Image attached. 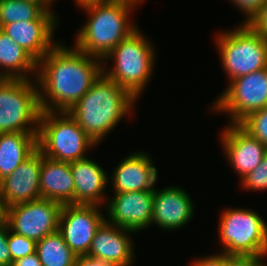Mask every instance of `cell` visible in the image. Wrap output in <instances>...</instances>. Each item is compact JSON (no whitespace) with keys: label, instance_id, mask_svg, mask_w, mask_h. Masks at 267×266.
Here are the masks:
<instances>
[{"label":"cell","instance_id":"4fadbf2b","mask_svg":"<svg viewBox=\"0 0 267 266\" xmlns=\"http://www.w3.org/2000/svg\"><path fill=\"white\" fill-rule=\"evenodd\" d=\"M227 125V126H226ZM219 130V143L228 166L239 181L253 171L267 153V146L251 136L239 124L227 123Z\"/></svg>","mask_w":267,"mask_h":266},{"label":"cell","instance_id":"8992f818","mask_svg":"<svg viewBox=\"0 0 267 266\" xmlns=\"http://www.w3.org/2000/svg\"><path fill=\"white\" fill-rule=\"evenodd\" d=\"M37 147L44 157L68 163L86 158L87 151L98 148L66 111L41 112Z\"/></svg>","mask_w":267,"mask_h":266},{"label":"cell","instance_id":"74e56055","mask_svg":"<svg viewBox=\"0 0 267 266\" xmlns=\"http://www.w3.org/2000/svg\"><path fill=\"white\" fill-rule=\"evenodd\" d=\"M134 1H137L138 3H140L142 5L145 0H134Z\"/></svg>","mask_w":267,"mask_h":266},{"label":"cell","instance_id":"9a60e30c","mask_svg":"<svg viewBox=\"0 0 267 266\" xmlns=\"http://www.w3.org/2000/svg\"><path fill=\"white\" fill-rule=\"evenodd\" d=\"M137 151V152H136ZM130 152L108 174L113 193L131 191H154L158 179V168L153 164L149 151Z\"/></svg>","mask_w":267,"mask_h":266},{"label":"cell","instance_id":"44dd1931","mask_svg":"<svg viewBox=\"0 0 267 266\" xmlns=\"http://www.w3.org/2000/svg\"><path fill=\"white\" fill-rule=\"evenodd\" d=\"M38 62L0 30V78L35 79Z\"/></svg>","mask_w":267,"mask_h":266},{"label":"cell","instance_id":"4dcf8cb0","mask_svg":"<svg viewBox=\"0 0 267 266\" xmlns=\"http://www.w3.org/2000/svg\"><path fill=\"white\" fill-rule=\"evenodd\" d=\"M196 256L191 259L190 265L188 266H226V254L218 251L217 253H209L203 257L199 256L196 259Z\"/></svg>","mask_w":267,"mask_h":266},{"label":"cell","instance_id":"277c9868","mask_svg":"<svg viewBox=\"0 0 267 266\" xmlns=\"http://www.w3.org/2000/svg\"><path fill=\"white\" fill-rule=\"evenodd\" d=\"M143 32L138 27L102 60V72L138 102L153 78L159 54Z\"/></svg>","mask_w":267,"mask_h":266},{"label":"cell","instance_id":"d6a6232c","mask_svg":"<svg viewBox=\"0 0 267 266\" xmlns=\"http://www.w3.org/2000/svg\"><path fill=\"white\" fill-rule=\"evenodd\" d=\"M75 266H114V265L100 258L84 255V256H77Z\"/></svg>","mask_w":267,"mask_h":266},{"label":"cell","instance_id":"836d02e7","mask_svg":"<svg viewBox=\"0 0 267 266\" xmlns=\"http://www.w3.org/2000/svg\"><path fill=\"white\" fill-rule=\"evenodd\" d=\"M11 266H43L37 253L25 256L23 258H19L12 262Z\"/></svg>","mask_w":267,"mask_h":266},{"label":"cell","instance_id":"f546056e","mask_svg":"<svg viewBox=\"0 0 267 266\" xmlns=\"http://www.w3.org/2000/svg\"><path fill=\"white\" fill-rule=\"evenodd\" d=\"M247 25L256 33L267 38V1L260 7L256 14L248 21Z\"/></svg>","mask_w":267,"mask_h":266},{"label":"cell","instance_id":"d4e9b609","mask_svg":"<svg viewBox=\"0 0 267 266\" xmlns=\"http://www.w3.org/2000/svg\"><path fill=\"white\" fill-rule=\"evenodd\" d=\"M239 125L267 146V107L249 114Z\"/></svg>","mask_w":267,"mask_h":266},{"label":"cell","instance_id":"8d00e7d4","mask_svg":"<svg viewBox=\"0 0 267 266\" xmlns=\"http://www.w3.org/2000/svg\"><path fill=\"white\" fill-rule=\"evenodd\" d=\"M98 1H106V0H73V2L75 3L74 5H76V7H79L81 5H84L90 2H98Z\"/></svg>","mask_w":267,"mask_h":266},{"label":"cell","instance_id":"d6986e66","mask_svg":"<svg viewBox=\"0 0 267 266\" xmlns=\"http://www.w3.org/2000/svg\"><path fill=\"white\" fill-rule=\"evenodd\" d=\"M41 152L37 148L8 177L0 182L7 207L41 198Z\"/></svg>","mask_w":267,"mask_h":266},{"label":"cell","instance_id":"484cf974","mask_svg":"<svg viewBox=\"0 0 267 266\" xmlns=\"http://www.w3.org/2000/svg\"><path fill=\"white\" fill-rule=\"evenodd\" d=\"M240 187L242 190H248L249 192L266 191L267 190V153L263 157L261 163L247 175H245L240 181Z\"/></svg>","mask_w":267,"mask_h":266},{"label":"cell","instance_id":"7a4b0ae2","mask_svg":"<svg viewBox=\"0 0 267 266\" xmlns=\"http://www.w3.org/2000/svg\"><path fill=\"white\" fill-rule=\"evenodd\" d=\"M139 6L141 4L134 0H106L77 7L81 12L85 11L88 19L77 29L73 46L103 60L139 27L132 19L133 10Z\"/></svg>","mask_w":267,"mask_h":266},{"label":"cell","instance_id":"603a6c76","mask_svg":"<svg viewBox=\"0 0 267 266\" xmlns=\"http://www.w3.org/2000/svg\"><path fill=\"white\" fill-rule=\"evenodd\" d=\"M36 253L43 266H75L77 258L59 230L37 241Z\"/></svg>","mask_w":267,"mask_h":266},{"label":"cell","instance_id":"8fae6325","mask_svg":"<svg viewBox=\"0 0 267 266\" xmlns=\"http://www.w3.org/2000/svg\"><path fill=\"white\" fill-rule=\"evenodd\" d=\"M102 206L66 204L59 217V231L76 256L87 255L96 230L106 220Z\"/></svg>","mask_w":267,"mask_h":266},{"label":"cell","instance_id":"3957f363","mask_svg":"<svg viewBox=\"0 0 267 266\" xmlns=\"http://www.w3.org/2000/svg\"><path fill=\"white\" fill-rule=\"evenodd\" d=\"M137 101L102 72L68 113L98 146L123 119L136 115Z\"/></svg>","mask_w":267,"mask_h":266},{"label":"cell","instance_id":"9c48e42d","mask_svg":"<svg viewBox=\"0 0 267 266\" xmlns=\"http://www.w3.org/2000/svg\"><path fill=\"white\" fill-rule=\"evenodd\" d=\"M209 110L224 115L228 123L239 124L249 114L267 107V68L226 83Z\"/></svg>","mask_w":267,"mask_h":266},{"label":"cell","instance_id":"cb8c5ba5","mask_svg":"<svg viewBox=\"0 0 267 266\" xmlns=\"http://www.w3.org/2000/svg\"><path fill=\"white\" fill-rule=\"evenodd\" d=\"M54 10L27 0H0V28L13 22L35 19H60Z\"/></svg>","mask_w":267,"mask_h":266},{"label":"cell","instance_id":"52a82bcc","mask_svg":"<svg viewBox=\"0 0 267 266\" xmlns=\"http://www.w3.org/2000/svg\"><path fill=\"white\" fill-rule=\"evenodd\" d=\"M220 252L227 255L267 256V221L249 207H226L220 211Z\"/></svg>","mask_w":267,"mask_h":266},{"label":"cell","instance_id":"4316f807","mask_svg":"<svg viewBox=\"0 0 267 266\" xmlns=\"http://www.w3.org/2000/svg\"><path fill=\"white\" fill-rule=\"evenodd\" d=\"M8 249L14 262L36 252V241L13 232L8 226Z\"/></svg>","mask_w":267,"mask_h":266},{"label":"cell","instance_id":"f1b7e54d","mask_svg":"<svg viewBox=\"0 0 267 266\" xmlns=\"http://www.w3.org/2000/svg\"><path fill=\"white\" fill-rule=\"evenodd\" d=\"M266 261L267 256L226 254V266H266Z\"/></svg>","mask_w":267,"mask_h":266},{"label":"cell","instance_id":"e0dca14e","mask_svg":"<svg viewBox=\"0 0 267 266\" xmlns=\"http://www.w3.org/2000/svg\"><path fill=\"white\" fill-rule=\"evenodd\" d=\"M59 19H35L3 25L0 30L39 62L60 40Z\"/></svg>","mask_w":267,"mask_h":266},{"label":"cell","instance_id":"5b68a950","mask_svg":"<svg viewBox=\"0 0 267 266\" xmlns=\"http://www.w3.org/2000/svg\"><path fill=\"white\" fill-rule=\"evenodd\" d=\"M238 23L234 29H221L214 34L217 54L222 62L221 70L229 82L267 68V38L254 32L247 24Z\"/></svg>","mask_w":267,"mask_h":266},{"label":"cell","instance_id":"ffe728a7","mask_svg":"<svg viewBox=\"0 0 267 266\" xmlns=\"http://www.w3.org/2000/svg\"><path fill=\"white\" fill-rule=\"evenodd\" d=\"M40 195L62 205L75 204L70 163L44 157L41 153Z\"/></svg>","mask_w":267,"mask_h":266},{"label":"cell","instance_id":"83f0119b","mask_svg":"<svg viewBox=\"0 0 267 266\" xmlns=\"http://www.w3.org/2000/svg\"><path fill=\"white\" fill-rule=\"evenodd\" d=\"M267 0H229L230 4L243 14L241 24H247Z\"/></svg>","mask_w":267,"mask_h":266},{"label":"cell","instance_id":"2e32d148","mask_svg":"<svg viewBox=\"0 0 267 266\" xmlns=\"http://www.w3.org/2000/svg\"><path fill=\"white\" fill-rule=\"evenodd\" d=\"M131 234L136 232L105 220L96 230L87 255L110 262L114 266H134L137 252Z\"/></svg>","mask_w":267,"mask_h":266},{"label":"cell","instance_id":"d590c367","mask_svg":"<svg viewBox=\"0 0 267 266\" xmlns=\"http://www.w3.org/2000/svg\"><path fill=\"white\" fill-rule=\"evenodd\" d=\"M32 1L34 3L40 4L45 10H54V0H27ZM53 7V8H52Z\"/></svg>","mask_w":267,"mask_h":266},{"label":"cell","instance_id":"6da1fadb","mask_svg":"<svg viewBox=\"0 0 267 266\" xmlns=\"http://www.w3.org/2000/svg\"><path fill=\"white\" fill-rule=\"evenodd\" d=\"M61 42L37 64L41 111L68 112L102 73V60Z\"/></svg>","mask_w":267,"mask_h":266},{"label":"cell","instance_id":"ba28073f","mask_svg":"<svg viewBox=\"0 0 267 266\" xmlns=\"http://www.w3.org/2000/svg\"><path fill=\"white\" fill-rule=\"evenodd\" d=\"M41 112L35 79L0 78V133H38Z\"/></svg>","mask_w":267,"mask_h":266},{"label":"cell","instance_id":"5bb4252c","mask_svg":"<svg viewBox=\"0 0 267 266\" xmlns=\"http://www.w3.org/2000/svg\"><path fill=\"white\" fill-rule=\"evenodd\" d=\"M151 227L164 232L180 230L195 216L194 200L182 186L170 185L154 189Z\"/></svg>","mask_w":267,"mask_h":266},{"label":"cell","instance_id":"ac0fdd59","mask_svg":"<svg viewBox=\"0 0 267 266\" xmlns=\"http://www.w3.org/2000/svg\"><path fill=\"white\" fill-rule=\"evenodd\" d=\"M70 168L74 178L75 204L105 207L109 196L107 170L91 156L71 162Z\"/></svg>","mask_w":267,"mask_h":266},{"label":"cell","instance_id":"7c38bea8","mask_svg":"<svg viewBox=\"0 0 267 266\" xmlns=\"http://www.w3.org/2000/svg\"><path fill=\"white\" fill-rule=\"evenodd\" d=\"M109 193L102 208L108 223L136 233L151 227L154 191Z\"/></svg>","mask_w":267,"mask_h":266},{"label":"cell","instance_id":"1f68e13d","mask_svg":"<svg viewBox=\"0 0 267 266\" xmlns=\"http://www.w3.org/2000/svg\"><path fill=\"white\" fill-rule=\"evenodd\" d=\"M8 224L7 222L0 224V265L11 266L12 259L10 250L8 249Z\"/></svg>","mask_w":267,"mask_h":266},{"label":"cell","instance_id":"e575fe53","mask_svg":"<svg viewBox=\"0 0 267 266\" xmlns=\"http://www.w3.org/2000/svg\"><path fill=\"white\" fill-rule=\"evenodd\" d=\"M8 207L5 203L0 185V224L7 222Z\"/></svg>","mask_w":267,"mask_h":266},{"label":"cell","instance_id":"7402d4cb","mask_svg":"<svg viewBox=\"0 0 267 266\" xmlns=\"http://www.w3.org/2000/svg\"><path fill=\"white\" fill-rule=\"evenodd\" d=\"M38 133H0V182L9 176L37 147Z\"/></svg>","mask_w":267,"mask_h":266},{"label":"cell","instance_id":"30bf717a","mask_svg":"<svg viewBox=\"0 0 267 266\" xmlns=\"http://www.w3.org/2000/svg\"><path fill=\"white\" fill-rule=\"evenodd\" d=\"M62 206L44 198L16 204L8 208L7 224L13 232L37 242L59 230Z\"/></svg>","mask_w":267,"mask_h":266}]
</instances>
